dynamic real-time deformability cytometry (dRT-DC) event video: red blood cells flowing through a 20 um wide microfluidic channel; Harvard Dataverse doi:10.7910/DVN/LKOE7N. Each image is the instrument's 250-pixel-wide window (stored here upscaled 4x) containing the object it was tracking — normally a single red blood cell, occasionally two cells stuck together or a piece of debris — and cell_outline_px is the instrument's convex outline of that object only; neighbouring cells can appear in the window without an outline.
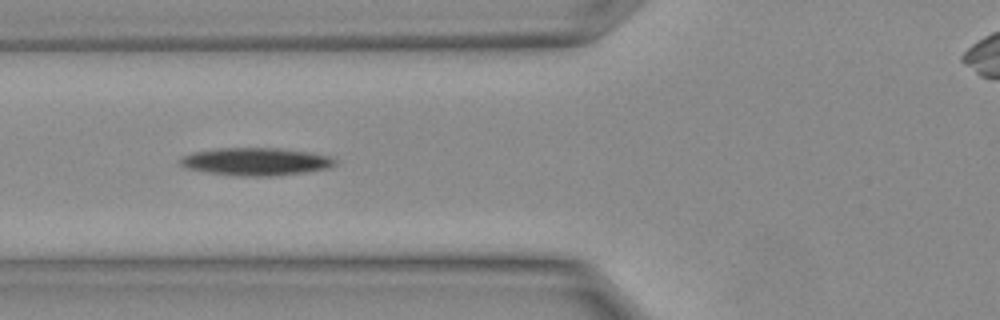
{"species": "Egyptian fruit bat (a non-hibernating species)", "species_latin": "Rousettus aegyptiacus", "temperature_condition": "warm", "stored_images_in_passage": 9, "camera_frame_rate_fps": 3000, "um_per_image_px": 0.085, "animal": {"sex": "female"}, "frame": {"image": 1, "passage_image": 6, "time_ms": 1.667, "image_size_px": [1000, 320], "cell_outline_px": [[336, 164], [328, 168], [304, 172], [272, 176], [236, 176], [188, 168], [180, 164], [180, 156], [192, 152], [216, 148], [276, 148], [312, 152], [328, 156], [336, 160]], "centroid_in_image_um": [21.75, 13.72], "position_along_channel_um": 104.1, "area_um2": 24.85}}